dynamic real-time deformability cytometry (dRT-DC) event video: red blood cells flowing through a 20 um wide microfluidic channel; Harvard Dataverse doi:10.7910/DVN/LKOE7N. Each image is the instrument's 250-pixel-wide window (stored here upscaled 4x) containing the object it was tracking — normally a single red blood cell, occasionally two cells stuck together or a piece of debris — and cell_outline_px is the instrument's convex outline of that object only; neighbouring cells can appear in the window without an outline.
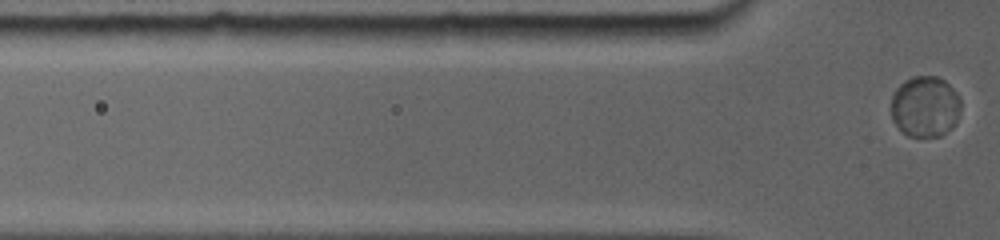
{"species": "common noctule bat (a hibernating species)", "species_latin": "Nyctalus noctula", "temperature_condition": "room temperature", "stored_images_in_passage": 5, "segment_of_instrument_passage": [2, 2], "camera_frame_rate_fps": 5000, "um_per_image_px": 0.085, "animal": {"sex": "female", "body_mass_g": 19.0, "forearm_length_mm": 56.7}, "frame": {"image": 1, "passage_image": 5, "time_ms": 4.0, "image_size_px": [1000, 240], "cell_outline_px": [[960, 104], [956, 120], [948, 128], [936, 136], [912, 136], [904, 132], [892, 120], [892, 96], [896, 88], [904, 80], [912, 76], [936, 76], [944, 80], [956, 92], [960, 100]], "centroid_in_image_um": [78.6, 9.01], "position_along_channel_um": 47.2, "area_um2": 24.16}}